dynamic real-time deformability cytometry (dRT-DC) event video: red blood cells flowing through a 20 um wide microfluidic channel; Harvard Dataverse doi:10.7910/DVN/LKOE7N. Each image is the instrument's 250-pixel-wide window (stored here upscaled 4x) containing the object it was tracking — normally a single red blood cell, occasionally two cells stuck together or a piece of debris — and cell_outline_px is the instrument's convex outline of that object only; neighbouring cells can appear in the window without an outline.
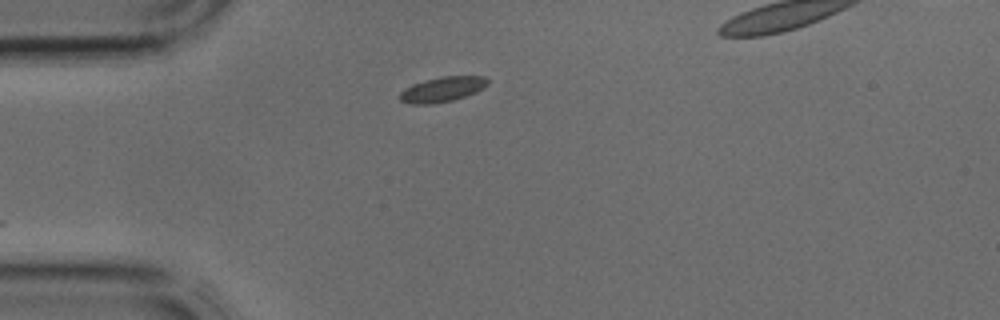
{"species": "common noctule bat (a hibernating species)", "species_latin": "Nyctalus noctula", "temperature_condition": "cold", "stored_images_in_passage": 3, "camera_frame_rate_fps": 3000, "um_per_image_px": 0.085, "animal": {"sex": "male", "body_mass_g": 17.9, "forearm_length_mm": 54.2}, "frame": {"image": 1, "passage_image": 1, "time_ms": 0.0, "image_size_px": [1000, 320], "cell_outline_px": [[488, 84], [476, 92], [452, 100], [432, 104], [412, 104], [400, 100], [400, 92], [412, 84], [440, 76], [484, 76], [488, 80]], "centroid_in_image_um": [37.6, 7.59], "position_along_channel_um": 47.4, "area_um2": 12.66}}